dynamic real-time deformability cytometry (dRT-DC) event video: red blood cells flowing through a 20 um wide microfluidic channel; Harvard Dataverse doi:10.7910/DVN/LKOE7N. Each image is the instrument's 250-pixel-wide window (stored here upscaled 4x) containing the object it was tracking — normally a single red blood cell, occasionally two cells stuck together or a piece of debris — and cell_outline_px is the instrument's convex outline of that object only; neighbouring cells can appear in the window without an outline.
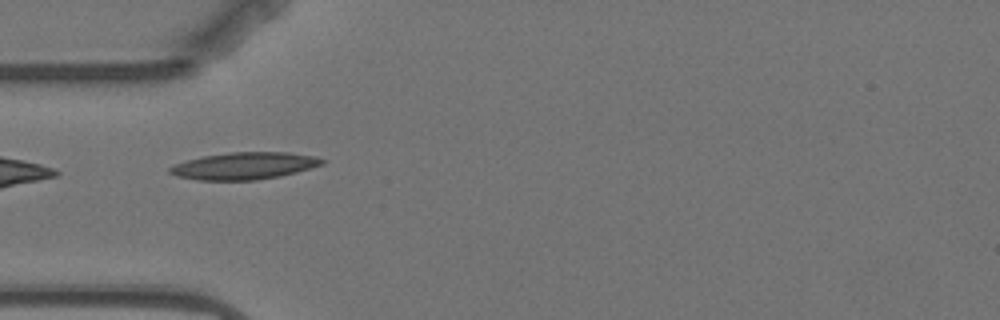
{"species": "Egyptian fruit bat (a non-hibernating species)", "species_latin": "Rousettus aegyptiacus", "temperature_condition": "warm", "stored_images_in_passage": 11, "camera_frame_rate_fps": 3000, "um_per_image_px": 0.085, "animal": {"sex": "female"}, "frame": {"image": 1, "passage_image": 1, "time_ms": 0.0, "image_size_px": [1000, 320], "cell_outline_px": [[324, 164], [296, 172], [280, 176], [256, 180], [196, 180], [176, 176], [168, 172], [168, 168], [176, 164], [188, 160], [204, 156], [232, 152], [288, 152], [316, 156], [324, 160]], "centroid_in_image_um": [20.77, 14.1], "position_along_channel_um": 64.2, "area_um2": 23.93}}
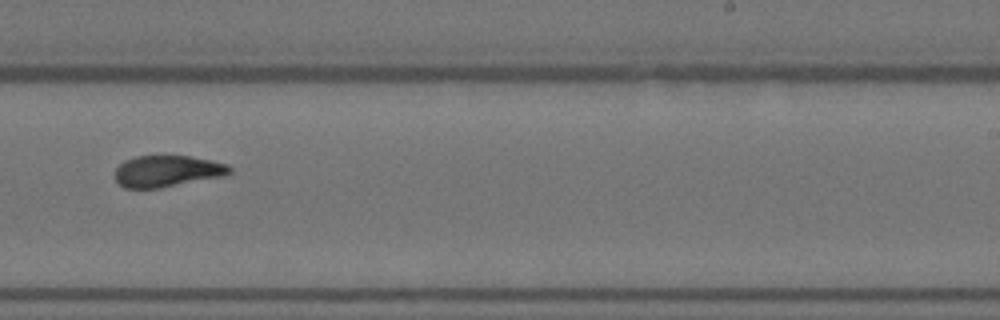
{"frame": {"image": 2, "passage_image": 6, "time_ms": 6.0, "image_size_px": [1000, 320], "cell_outline_px": [[232, 172], [224, 176], [160, 188], [124, 188], [116, 180], [116, 168], [124, 160], [136, 156], [188, 156], [212, 160], [228, 164], [232, 168]], "centroid_in_image_um": [14.24, 14.55], "position_along_channel_um": 274.8, "area_um2": 21.04}}
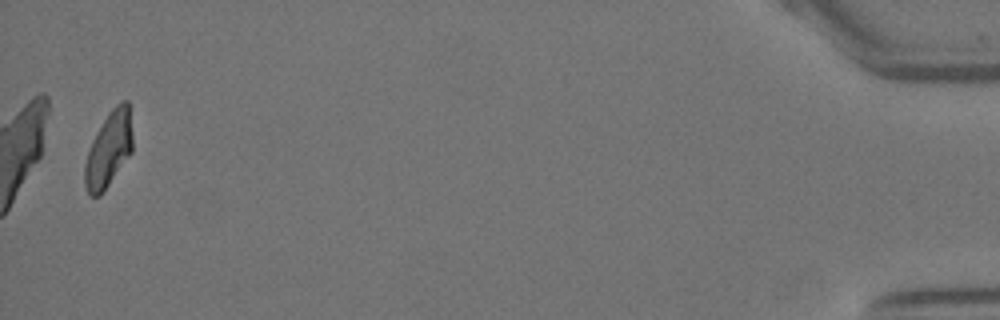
{"frame": {"image": 3, "passage_image": 11, "time_ms": 13.0, "image_size_px": [1000, 320], "cell_outline_px": [[132, 152], [100, 196], [88, 196], [84, 184], [84, 164], [92, 140], [108, 112], [120, 100], [128, 100], [132, 136]], "centroid_in_image_um": [9.23, 12.7], "position_along_channel_um": 426.0, "area_um2": 20.98}, "authors_computed_cell_mechanics": {"area_um2": 21.3282, "velocity_mm_per_s": 3.5183, "shape_relaxation_time_tau1_ms": null, "shape_relaxation_time_tau2_ms": 1.5037, "deformation_change_tau1": null, "deformation_change_tau2": 0.0501}}